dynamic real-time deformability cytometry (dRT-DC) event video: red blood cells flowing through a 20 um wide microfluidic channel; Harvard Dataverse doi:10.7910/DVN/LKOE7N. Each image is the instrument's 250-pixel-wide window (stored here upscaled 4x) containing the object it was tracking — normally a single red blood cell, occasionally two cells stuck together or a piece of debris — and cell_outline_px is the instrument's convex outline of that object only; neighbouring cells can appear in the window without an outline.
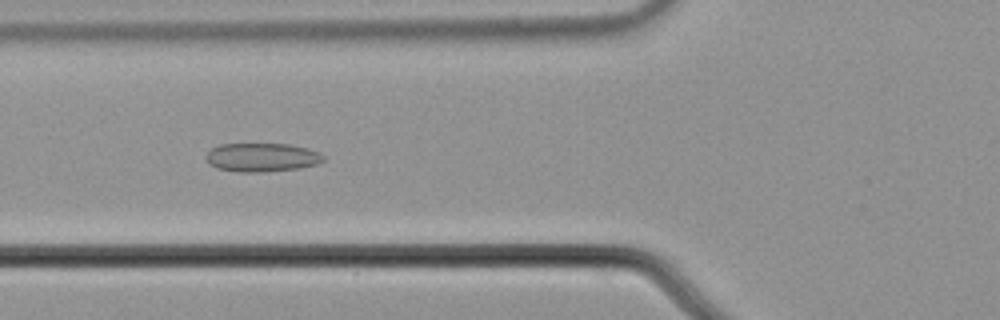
{"species": "common noctule bat (a hibernating species)", "species_latin": "Nyctalus noctula", "temperature_condition": "cold", "stored_images_in_passage": 56, "camera_frame_rate_fps": 3000, "um_per_image_px": 0.085, "animal": {"sex": "male", "body_mass_g": 21.5, "forearm_length_mm": 52.0}, "frame": {"image": 1, "passage_image": 21, "time_ms": 6.667, "image_size_px": [1000, 320], "cell_outline_px": [[324, 160], [316, 164], [300, 168], [264, 172], [240, 172], [216, 168], [208, 164], [208, 152], [212, 148], [220, 144], [288, 144], [308, 148], [320, 152], [324, 156]], "centroid_in_image_um": [22.28, 13.38], "position_along_channel_um": 103.5, "area_um2": 19.59}}
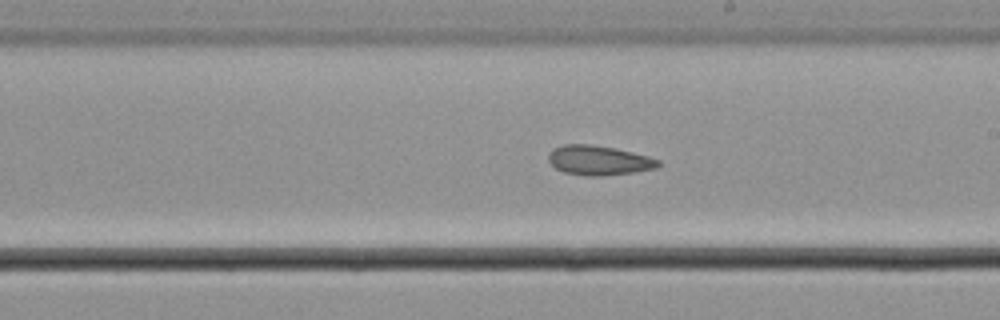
{"frame": {"image": 2, "passage_image": 32, "time_ms": 10.333, "image_size_px": [1000, 320], "cell_outline_px": [[660, 164], [656, 168], [636, 172], [600, 176], [584, 176], [564, 172], [556, 168], [548, 160], [548, 156], [552, 148], [564, 144], [588, 144], [616, 148], [648, 156], [660, 160]], "centroid_in_image_um": [50.89, 13.63], "position_along_channel_um": 238.1, "area_um2": 19.02}}
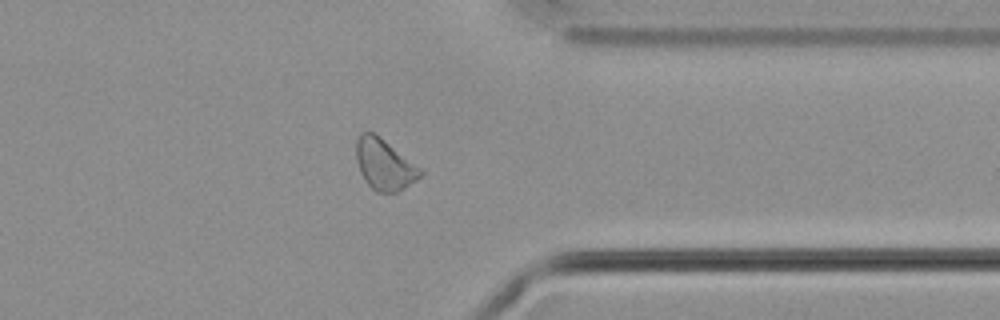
{"frame": {"image": 3, "passage_image": 44, "time_ms": 14.333, "image_size_px": [1000, 320], "cell_outline_px": [[424, 172], [416, 180], [404, 188], [396, 192], [376, 192], [368, 184], [360, 172], [356, 160], [356, 140], [360, 132], [372, 132], [380, 136], [420, 168]], "centroid_in_image_um": [32.64, 13.97], "position_along_channel_um": 378.8, "area_um2": 18.84}, "authors_computed_cell_mechanics": {"area_um2": 19.941, "velocity_mm_per_s": 3.6696, "shape_relaxation_time_tau1_ms": null, "shape_relaxation_time_tau2_ms": 5.0636, "deformation_change_tau1": null, "deformation_change_tau2": 0.1}}